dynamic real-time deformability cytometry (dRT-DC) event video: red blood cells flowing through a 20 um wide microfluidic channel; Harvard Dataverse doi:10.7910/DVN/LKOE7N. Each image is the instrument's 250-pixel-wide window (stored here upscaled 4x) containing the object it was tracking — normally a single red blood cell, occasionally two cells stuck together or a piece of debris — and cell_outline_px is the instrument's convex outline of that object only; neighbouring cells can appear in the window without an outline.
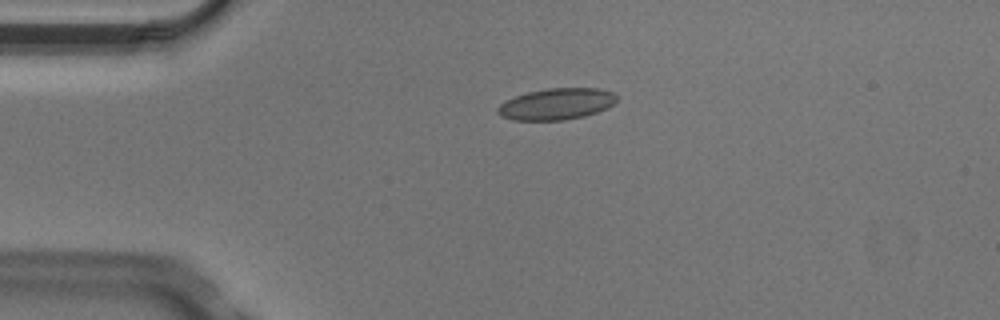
{"species": "Egyptian fruit bat (a non-hibernating species)", "species_latin": "Rousettus aegyptiacus", "temperature_condition": "cold", "stored_images_in_passage": 2, "camera_frame_rate_fps": 3000, "um_per_image_px": 0.085, "animal": {"sex": "male"}, "frame": {"image": 1, "passage_image": 1, "time_ms": 0.0, "image_size_px": [1000, 320], "cell_outline_px": [[616, 100], [608, 108], [584, 116], [564, 120], [512, 120], [500, 116], [496, 112], [496, 108], [500, 104], [516, 96], [528, 92], [548, 88], [600, 88], [612, 92], [616, 96]], "centroid_in_image_um": [47.28, 8.84], "position_along_channel_um": 37.7, "area_um2": 21.73}}